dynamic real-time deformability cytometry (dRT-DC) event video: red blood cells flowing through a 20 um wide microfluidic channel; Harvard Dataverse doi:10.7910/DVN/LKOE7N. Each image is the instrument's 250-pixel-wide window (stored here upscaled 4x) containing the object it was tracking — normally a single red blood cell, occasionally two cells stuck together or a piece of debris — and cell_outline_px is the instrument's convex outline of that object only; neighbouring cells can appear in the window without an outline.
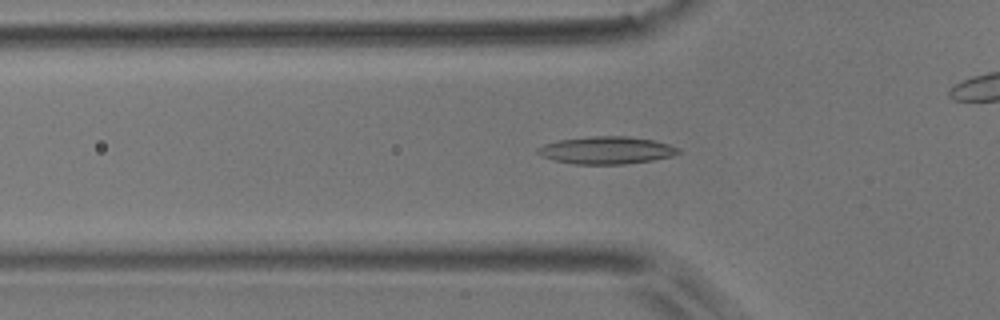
{"species": "common noctule bat (a hibernating species)", "species_latin": "Nyctalus noctula", "temperature_condition": "room temperature", "stored_images_in_passage": 48, "camera_frame_rate_fps": 3000, "um_per_image_px": 0.085, "animal": {"sex": "male", "body_mass_g": 17.9}, "frame": {"image": 1, "passage_image": 18, "time_ms": 5.667, "image_size_px": [1000, 320], "cell_outline_px": [[680, 152], [672, 156], [652, 160], [624, 164], [576, 164], [552, 160], [540, 156], [536, 152], [536, 148], [544, 144], [560, 140], [592, 136], [628, 136], [652, 140], [668, 144], [680, 148]], "centroid_in_image_um": [51.52, 12.77], "position_along_channel_um": 74.3, "area_um2": 22.48}}
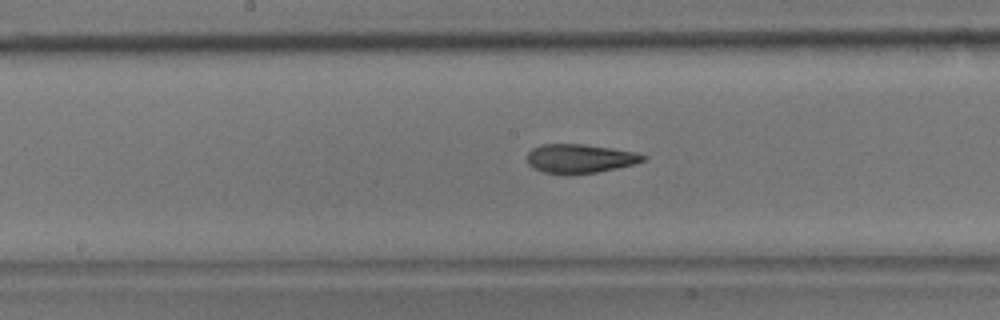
{"frame": {"image": 2, "passage_image": 28, "time_ms": 9.0, "image_size_px": [1000, 320], "cell_outline_px": [[648, 156], [644, 160], [636, 164], [596, 172], [568, 176], [564, 176], [544, 172], [532, 168], [528, 164], [528, 152], [532, 148], [540, 144], [584, 144], [612, 148], [636, 152]], "centroid_in_image_um": [49.27, 13.49], "position_along_channel_um": 198.9, "area_um2": 20.0}}
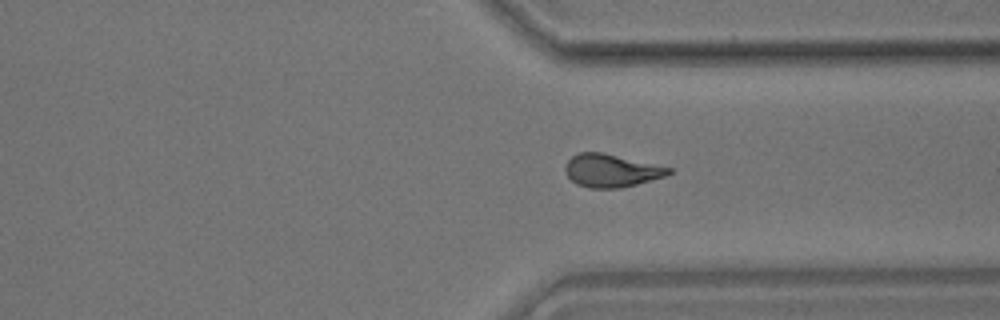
{"frame": {"image": 3, "passage_image": 41, "time_ms": 13.333, "image_size_px": [1000, 320], "cell_outline_px": [[672, 172], [664, 176], [636, 184], [620, 188], [588, 188], [576, 184], [568, 176], [564, 168], [564, 164], [572, 156], [580, 152], [604, 152], [672, 168]], "centroid_in_image_um": [51.92, 14.49], "position_along_channel_um": 359.5, "area_um2": 19.83}, "authors_computed_cell_mechanics": {"area_um2": 20.23, "velocity_mm_per_s": 3.7088, "shape_relaxation_time_tau1_ms": 8.0131, "shape_relaxation_time_tau2_ms": 2.3114, "deformation_change_tau1": 0.2304, "deformation_change_tau2": 0.1113}}